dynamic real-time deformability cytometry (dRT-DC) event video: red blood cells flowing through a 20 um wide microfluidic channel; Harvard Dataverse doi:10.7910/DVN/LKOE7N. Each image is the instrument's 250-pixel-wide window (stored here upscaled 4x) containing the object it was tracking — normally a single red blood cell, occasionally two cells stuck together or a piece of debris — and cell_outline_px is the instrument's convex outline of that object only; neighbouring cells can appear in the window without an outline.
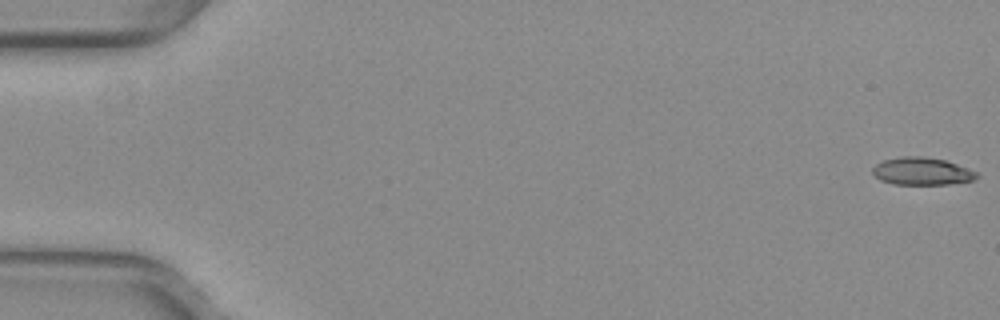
{"species": "common noctule bat (a hibernating species)", "species_latin": "Nyctalus noctula", "temperature_condition": "warm", "stored_images_in_passage": 53, "camera_frame_rate_fps": 3000, "um_per_image_px": 0.085, "animal": {"sex": "female", "body_mass_g": 29.2, "forearm_length_mm": 56.3}, "frame": {"image": 1, "passage_image": 1, "time_ms": 0.0, "image_size_px": [1000, 320], "cell_outline_px": [[980, 176], [976, 180], [948, 184], [892, 184], [880, 180], [872, 172], [872, 168], [876, 164], [884, 160], [900, 156], [920, 156], [944, 160], [968, 168], [976, 172]], "centroid_in_image_um": [78.37, 14.56], "position_along_channel_um": 6.6, "area_um2": 16.7}}
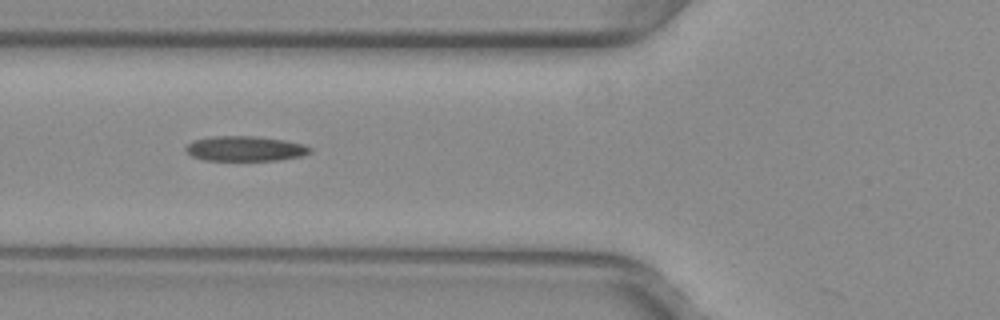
{"frame": {"image": 2, "passage_image": 21, "time_ms": 6.667, "image_size_px": [1000, 320], "cell_outline_px": [[312, 152], [300, 156], [280, 160], [204, 160], [192, 156], [184, 148], [188, 144], [196, 140], [212, 136], [256, 136], [284, 140], [304, 144], [312, 148]], "centroid_in_image_um": [20.87, 12.63], "position_along_channel_um": 104.9, "area_um2": 18.03}}
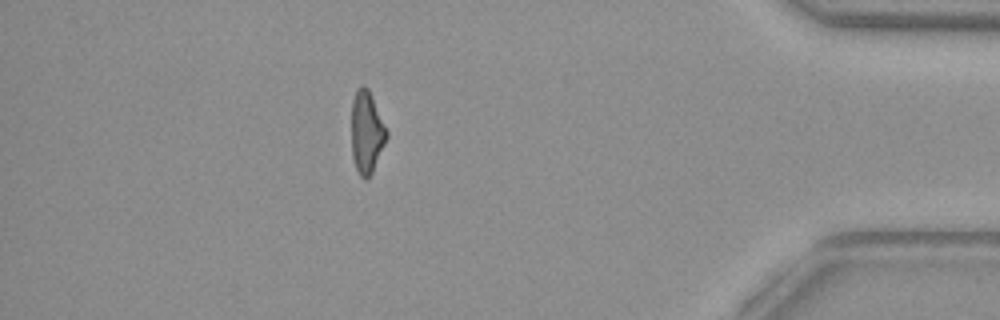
{"frame": {"image": 3, "passage_image": 47, "time_ms": 15.333, "image_size_px": [1000, 320], "cell_outline_px": [[388, 136], [372, 172], [364, 180], [360, 176], [356, 168], [352, 156], [352, 100], [356, 88], [360, 84], [364, 84], [368, 88], [388, 132]], "centroid_in_image_um": [31.15, 11.2], "position_along_channel_um": 404.0, "area_um2": 16.76}, "authors_computed_cell_mechanics": {"area_um2": 17.5712, "velocity_mm_per_s": 3.9828, "shape_relaxation_time_tau1_ms": null, "shape_relaxation_time_tau2_ms": 3.9294, "deformation_change_tau1": null, "deformation_change_tau2": 0.1378}}